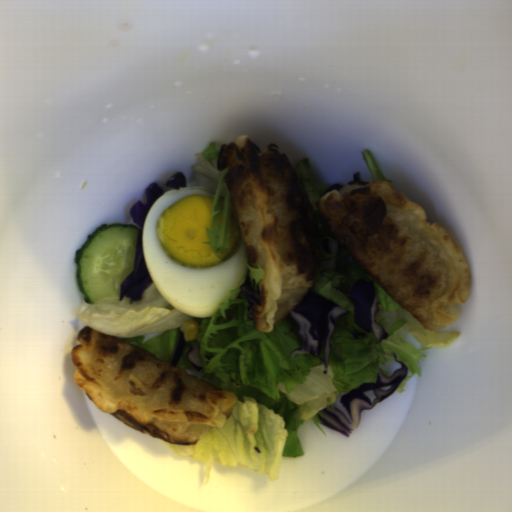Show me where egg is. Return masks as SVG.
Returning <instances> with one entry per match:
<instances>
[{"instance_id":"obj_1","label":"egg","mask_w":512,"mask_h":512,"mask_svg":"<svg viewBox=\"0 0 512 512\" xmlns=\"http://www.w3.org/2000/svg\"><path fill=\"white\" fill-rule=\"evenodd\" d=\"M214 195L200 188L171 189L149 208L143 223L145 266L161 295L187 316L212 318L230 292L248 276V257L232 208L229 228L236 234L224 254L213 253Z\"/></svg>"}]
</instances>
